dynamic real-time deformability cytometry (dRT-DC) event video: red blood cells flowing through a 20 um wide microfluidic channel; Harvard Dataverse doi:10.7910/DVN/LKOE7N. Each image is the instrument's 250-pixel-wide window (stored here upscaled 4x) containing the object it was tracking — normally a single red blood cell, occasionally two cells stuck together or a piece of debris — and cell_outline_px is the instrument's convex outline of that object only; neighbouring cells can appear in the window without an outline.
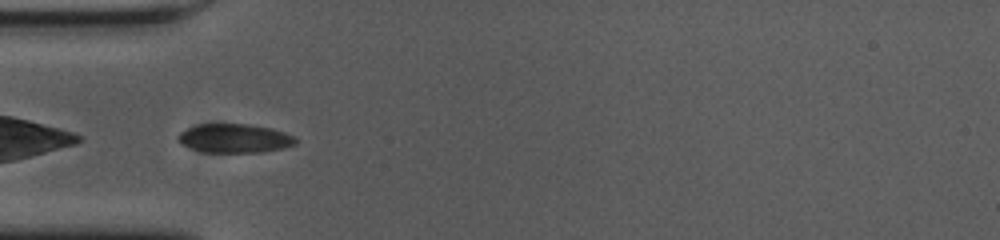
{"species": "common noctule bat (a hibernating species)", "species_latin": "Nyctalus noctula", "temperature_condition": "cold", "stored_images_in_passage": 35, "camera_frame_rate_fps": 3000, "um_per_image_px": 0.085, "animal": {"sex": "female", "body_mass_g": 23.0, "forearm_length_mm": 53.4}, "frame": {"image": 1, "passage_image": 1, "time_ms": 0.0, "image_size_px": [1000, 240], "cell_outline_px": [[296, 144], [284, 148], [264, 152], [204, 152], [180, 144], [176, 140], [176, 136], [180, 132], [196, 124], [248, 124], [272, 128], [284, 132], [292, 136], [296, 140]], "centroid_in_image_um": [19.91, 11.76], "position_along_channel_um": 65.1, "area_um2": 19.88}}
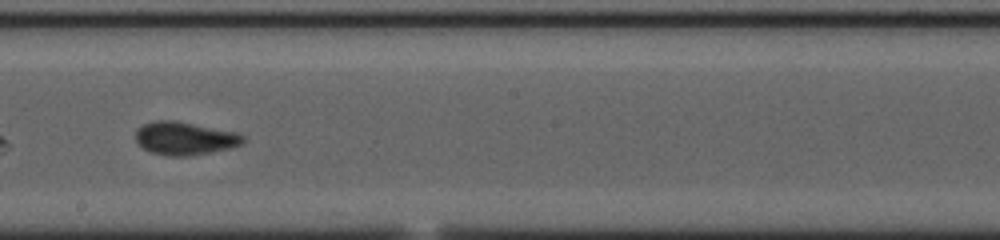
{"frame": {"image": 2, "passage_image": 15, "time_ms": 4.667, "image_size_px": [1000, 240], "cell_outline_px": [[244, 140], [240, 144], [228, 148], [208, 152], [184, 156], [168, 156], [152, 152], [144, 148], [136, 140], [136, 128], [144, 124], [156, 120], [176, 120], [236, 132], [244, 136]], "centroid_in_image_um": [15.67, 11.74], "position_along_channel_um": 232.5, "area_um2": 20.4}}
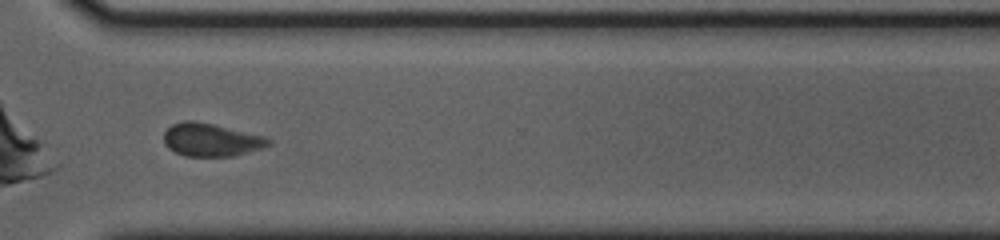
{"frame": {"image": 3, "passage_image": 25, "time_ms": 8.0, "image_size_px": [1000, 240], "cell_outline_px": [[272, 140], [268, 144], [260, 148], [232, 156], [184, 156], [168, 148], [164, 144], [164, 132], [172, 124], [184, 120], [192, 120], [212, 124], [264, 136]], "centroid_in_image_um": [17.88, 11.88], "position_along_channel_um": 352.7, "area_um2": 19.83}, "authors_computed_cell_mechanics": {"area_um2": 19.941, "velocity_mm_per_s": 3.6008, "shape_relaxation_time_tau1_ms": 4.1454, "shape_relaxation_time_tau2_ms": 2.7676, "deformation_change_tau1": 0.098, "deformation_change_tau2": 0.0468}}